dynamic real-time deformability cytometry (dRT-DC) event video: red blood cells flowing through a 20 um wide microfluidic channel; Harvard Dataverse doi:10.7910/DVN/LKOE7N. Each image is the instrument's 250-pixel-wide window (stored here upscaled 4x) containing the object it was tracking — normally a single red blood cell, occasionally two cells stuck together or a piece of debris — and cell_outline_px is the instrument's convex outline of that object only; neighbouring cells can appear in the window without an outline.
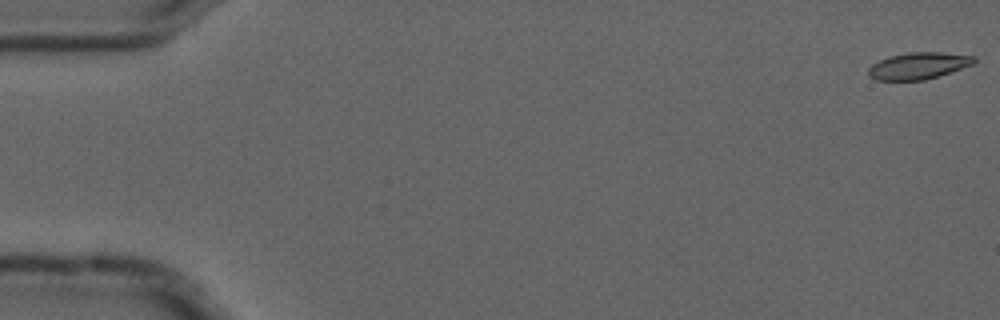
{"species": "common noctule bat (a hibernating species)", "species_latin": "Nyctalus noctula", "temperature_condition": "cold", "stored_images_in_passage": 5, "camera_frame_rate_fps": 3000, "um_per_image_px": 0.085, "animal": {"sex": "male", "forearm_length_mm": 52.5}, "frame": {"image": 1, "passage_image": 1, "time_ms": 0.0, "image_size_px": [1000, 320], "cell_outline_px": [[976, 60], [972, 64], [924, 80], [876, 80], [868, 76], [868, 68], [872, 64], [888, 56], [908, 52], [940, 52], [976, 56]], "centroid_in_image_um": [78.01, 5.58], "position_along_channel_um": 7.0, "area_um2": 16.3}}